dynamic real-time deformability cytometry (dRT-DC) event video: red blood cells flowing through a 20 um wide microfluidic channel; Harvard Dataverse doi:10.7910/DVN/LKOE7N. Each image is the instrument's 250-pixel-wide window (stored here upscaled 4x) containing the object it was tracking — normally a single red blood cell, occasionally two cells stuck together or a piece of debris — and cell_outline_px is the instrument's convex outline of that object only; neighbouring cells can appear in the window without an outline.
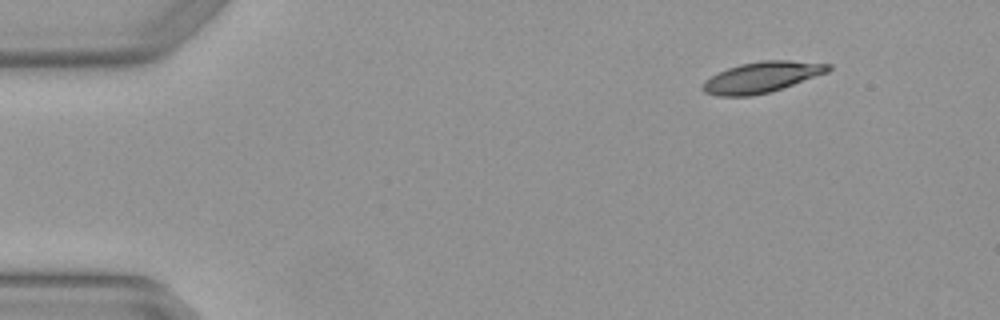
{"species": "Egyptian fruit bat (a non-hibernating species)", "species_latin": "Rousettus aegyptiacus", "temperature_condition": "warm", "stored_images_in_passage": 5, "camera_frame_rate_fps": 3000, "um_per_image_px": 0.085, "animal": {"sex": "female"}, "frame": {"image": 1, "passage_image": 1, "time_ms": 0.0, "image_size_px": [1000, 320], "cell_outline_px": [[832, 68], [828, 72], [768, 92], [752, 96], [716, 96], [704, 92], [700, 88], [700, 84], [704, 80], [728, 68], [740, 64], [760, 60], [788, 60], [832, 64]], "centroid_in_image_um": [64.7, 6.56], "position_along_channel_um": 20.3, "area_um2": 22.43}}
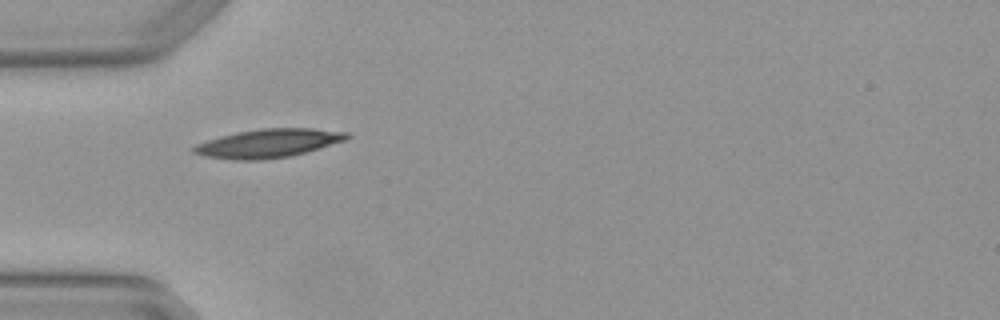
{"frame": {"image": 2, "passage_image": 4, "time_ms": 1.0, "image_size_px": [1000, 320], "cell_outline_px": [[352, 136], [344, 140], [292, 156], [264, 160], [232, 160], [204, 156], [192, 152], [188, 148], [196, 144], [220, 136], [236, 132], [260, 128], [312, 128], [348, 132]], "centroid_in_image_um": [22.75, 12.18], "position_along_channel_um": 62.2, "area_um2": 25.66}}
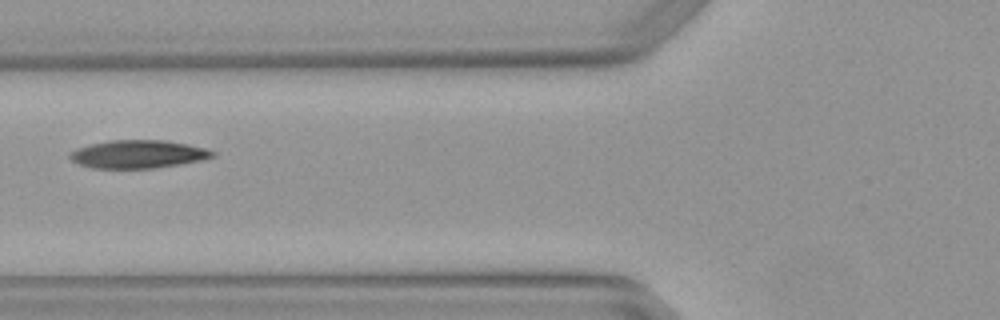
{"frame": {"image": 3, "passage_image": 5, "time_ms": 1.333, "image_size_px": [1000, 320], "cell_outline_px": [[216, 156], [204, 160], [156, 168], [92, 168], [80, 164], [72, 160], [68, 156], [76, 148], [92, 144], [112, 140], [164, 140], [188, 144], [204, 148], [216, 152]], "centroid_in_image_um": [11.79, 13.11], "position_along_channel_um": 114.0, "area_um2": 23.29}}